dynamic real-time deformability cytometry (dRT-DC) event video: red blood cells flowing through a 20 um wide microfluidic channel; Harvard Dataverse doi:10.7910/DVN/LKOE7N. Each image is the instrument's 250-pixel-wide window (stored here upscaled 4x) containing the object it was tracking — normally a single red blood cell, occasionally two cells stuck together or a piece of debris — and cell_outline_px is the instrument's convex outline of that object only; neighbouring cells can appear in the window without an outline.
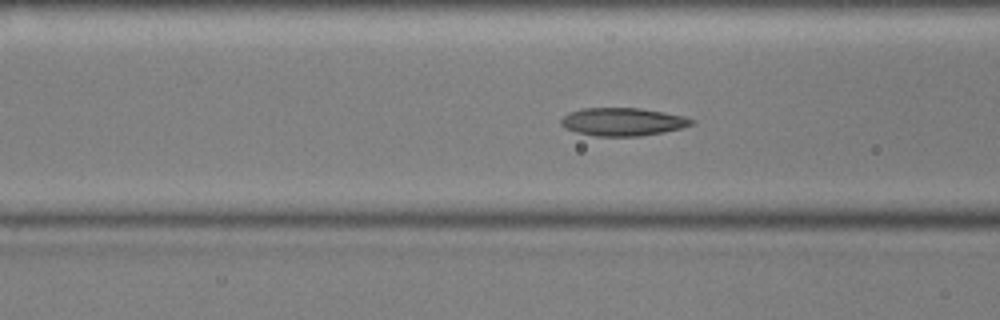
{"species": "common noctule bat (a hibernating species)", "species_latin": "Nyctalus noctula", "temperature_condition": "cold", "stored_images_in_passage": 55, "camera_frame_rate_fps": 3000, "um_per_image_px": 0.085, "animal": {"sex": "male", "body_mass_g": 17.9, "forearm_length_mm": 54.2}, "frame": {"image": 1, "passage_image": 20, "time_ms": 6.333, "image_size_px": [1000, 320], "cell_outline_px": [[696, 124], [664, 132], [640, 136], [596, 136], [576, 132], [560, 124], [560, 120], [568, 112], [584, 108], [640, 108], [664, 112], [684, 116], [696, 120]], "centroid_in_image_um": [52.97, 10.35], "position_along_channel_um": 113.6, "area_um2": 21.33}}
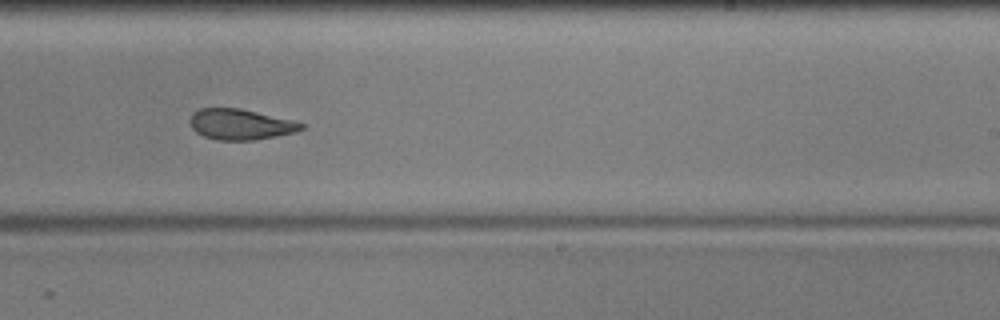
{"frame": {"image": 2, "passage_image": 33, "time_ms": 10.667, "image_size_px": [1000, 320], "cell_outline_px": [[304, 128], [296, 132], [256, 140], [216, 140], [204, 136], [196, 132], [192, 128], [188, 120], [192, 112], [200, 108], [240, 108], [304, 124]], "centroid_in_image_um": [20.37, 10.58], "position_along_channel_um": 268.6, "area_um2": 19.77}}
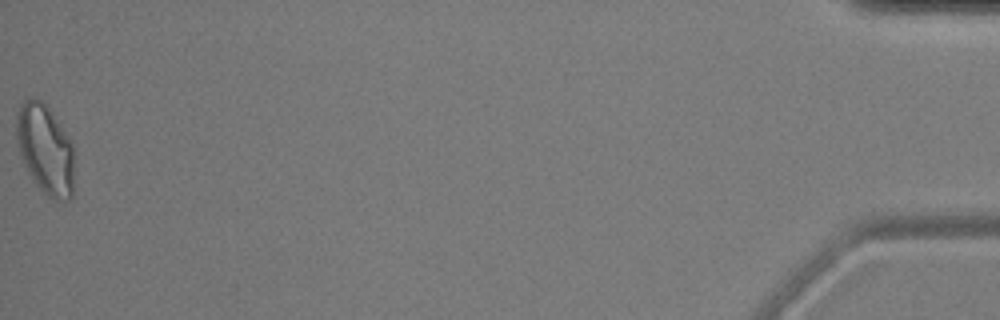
{"frame": {"image": 3, "passage_image": 55, "time_ms": 18.0, "image_size_px": [1000, 320], "cell_outline_px": [[72, 196], [68, 200], [56, 200], [48, 196], [32, 180], [20, 156], [16, 136], [16, 116], [20, 104], [28, 96], [40, 100], [48, 108], [72, 140]], "centroid_in_image_um": [3.81, 12.66], "position_along_channel_um": 431.4, "area_um2": 30.06}, "authors_computed_cell_mechanics": {"area_um2": 21.6172, "velocity_mm_per_s": 3.5723, "shape_relaxation_time_tau1_ms": 11.2078, "shape_relaxation_time_tau2_ms": 2.5786, "deformation_change_tau1": 0.2181, "deformation_change_tau2": 0.0833}}